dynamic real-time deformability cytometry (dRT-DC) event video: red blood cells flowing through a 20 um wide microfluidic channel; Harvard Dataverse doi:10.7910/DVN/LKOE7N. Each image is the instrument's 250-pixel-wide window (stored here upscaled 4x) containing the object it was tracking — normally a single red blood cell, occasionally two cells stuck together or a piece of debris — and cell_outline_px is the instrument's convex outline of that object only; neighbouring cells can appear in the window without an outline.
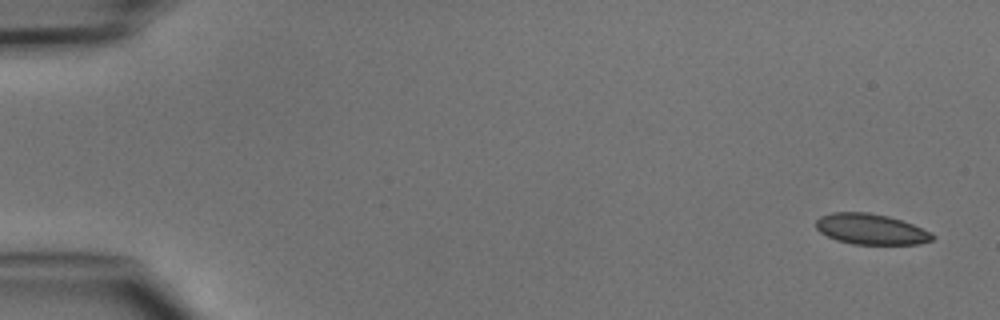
{"species": "common noctule bat (a hibernating species)", "species_latin": "Nyctalus noctula", "temperature_condition": "cold", "stored_images_in_passage": 5, "camera_frame_rate_fps": 3000, "um_per_image_px": 0.085, "animal": {"sex": "male", "body_mass_g": 15.6}, "frame": {"image": 1, "passage_image": 1, "time_ms": 0.0, "image_size_px": [1000, 320], "cell_outline_px": [[936, 236], [932, 240], [920, 244], [852, 244], [836, 240], [820, 232], [816, 228], [816, 220], [820, 216], [832, 212], [868, 212], [888, 216], [912, 224], [932, 232]], "centroid_in_image_um": [74.03, 19.48], "position_along_channel_um": 11.0, "area_um2": 20.87}}